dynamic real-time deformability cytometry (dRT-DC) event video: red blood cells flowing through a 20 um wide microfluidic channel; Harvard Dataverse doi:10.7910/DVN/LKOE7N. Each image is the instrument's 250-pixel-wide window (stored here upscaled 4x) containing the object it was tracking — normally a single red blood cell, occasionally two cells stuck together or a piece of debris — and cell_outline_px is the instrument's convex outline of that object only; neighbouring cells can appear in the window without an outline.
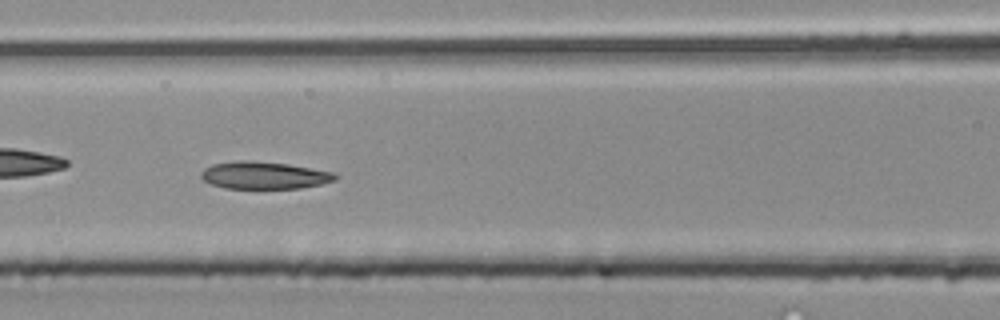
{"species": "common noctule bat (a hibernating species)", "species_latin": "Nyctalus noctula", "temperature_condition": "room temperature", "stored_images_in_passage": 46, "camera_frame_rate_fps": 3000, "um_per_image_px": 0.085, "animal": {"sex": "male", "body_mass_g": 20.4}, "frame": {"image": 1, "passage_image": 20, "time_ms": 6.333, "image_size_px": [1000, 320], "cell_outline_px": [[340, 176], [336, 180], [320, 184], [300, 188], [224, 188], [212, 184], [204, 180], [200, 176], [200, 172], [204, 168], [212, 164], [240, 160], [244, 160], [288, 164], [332, 172]], "centroid_in_image_um": [22.44, 14.9], "position_along_channel_um": 144.2, "area_um2": 21.21}}
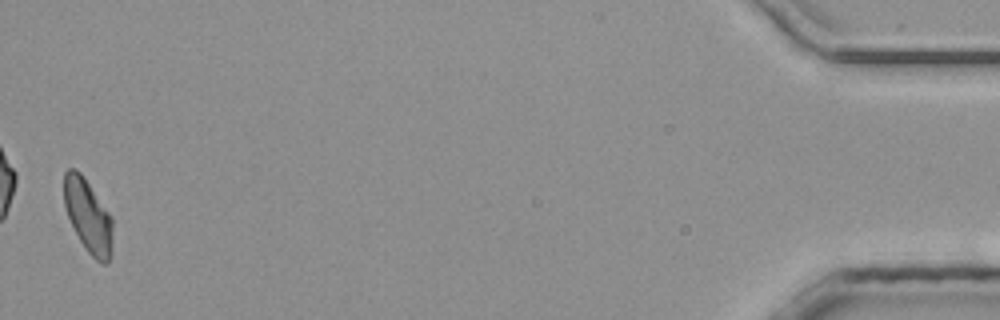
{"frame": {"image": 2, "passage_image": 46, "time_ms": 15.0, "image_size_px": [1000, 320], "cell_outline_px": [[112, 256], [108, 264], [100, 264], [84, 248], [68, 216], [64, 204], [64, 172], [68, 168], [76, 168], [80, 172], [112, 216]], "centroid_in_image_um": [7.51, 18.39], "position_along_channel_um": 427.7, "area_um2": 20.87}}